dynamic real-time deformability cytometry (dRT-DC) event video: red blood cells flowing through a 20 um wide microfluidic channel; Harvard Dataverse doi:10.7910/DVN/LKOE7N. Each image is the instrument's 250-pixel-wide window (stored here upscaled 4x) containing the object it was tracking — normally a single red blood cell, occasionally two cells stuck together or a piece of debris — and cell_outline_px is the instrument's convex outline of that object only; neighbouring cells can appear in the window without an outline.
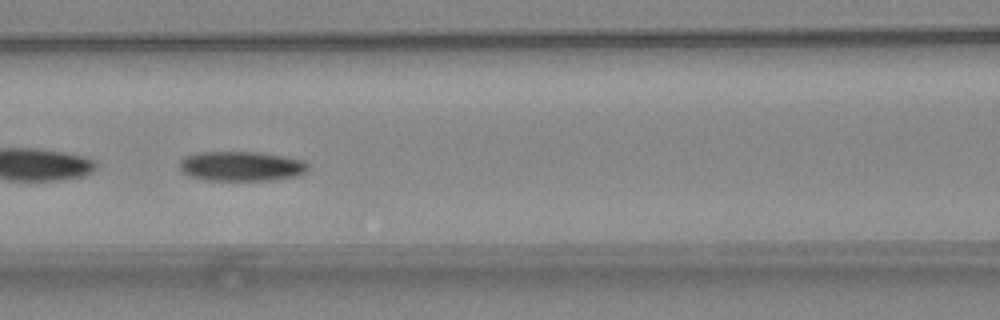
{"species": "common noctule bat (a hibernating species)", "species_latin": "Nyctalus noctula", "temperature_condition": "warm", "stored_images_in_passage": 37, "camera_frame_rate_fps": 3000, "um_per_image_px": 0.085, "animal": {"sex": "female", "body_mass_g": 24.6, "forearm_length_mm": 56.2}, "frame": {"image": 1, "passage_image": 10, "time_ms": 3.0, "image_size_px": [1000, 320], "cell_outline_px": [[308, 172], [300, 176], [272, 180], [204, 180], [188, 176], [180, 172], [180, 160], [184, 156], [196, 152], [256, 152], [284, 156], [304, 160], [308, 164]], "centroid_in_image_um": [20.51, 14.13], "position_along_channel_um": 146.1, "area_um2": 22.66}}
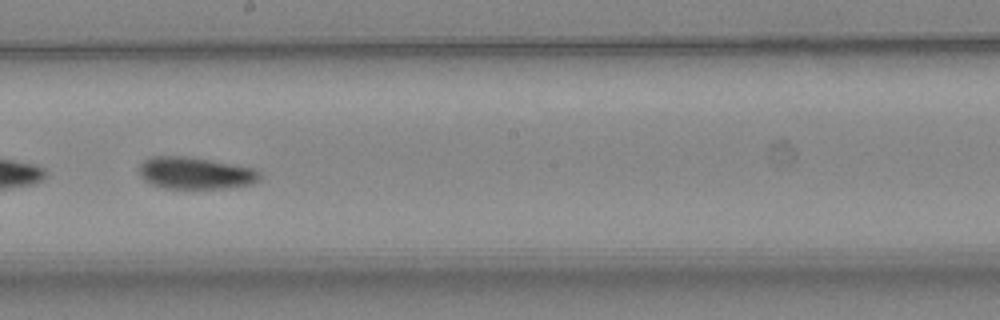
{"frame": {"image": 2, "passage_image": 16, "time_ms": 5.0, "image_size_px": [1000, 320], "cell_outline_px": [[260, 180], [252, 184], [224, 188], [192, 192], [164, 188], [152, 184], [144, 180], [140, 176], [140, 164], [144, 160], [152, 156], [188, 156], [256, 168], [260, 172]], "centroid_in_image_um": [16.62, 14.76], "position_along_channel_um": 231.6, "area_um2": 23.41}}
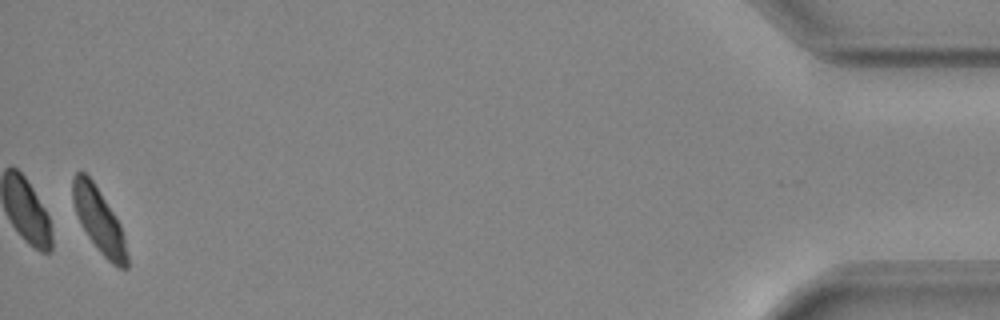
{"frame": {"image": 3, "passage_image": 36, "time_ms": 11.667, "image_size_px": [1000, 320], "cell_outline_px": [[128, 268], [116, 268], [100, 252], [88, 236], [76, 212], [72, 200], [72, 176], [76, 172], [84, 172], [92, 180], [120, 224], [124, 236], [128, 256]], "centroid_in_image_um": [8.42, 18.75], "position_along_channel_um": 426.8, "area_um2": 20.06}, "authors_computed_cell_mechanics": {"area_um2": 22.7732, "velocity_mm_per_s": 4.2887, "shape_relaxation_time_tau1_ms": 3.3433, "shape_relaxation_time_tau2_ms": 8.9471, "deformation_change_tau1": 0.1154, "deformation_change_tau2": 0.155}}